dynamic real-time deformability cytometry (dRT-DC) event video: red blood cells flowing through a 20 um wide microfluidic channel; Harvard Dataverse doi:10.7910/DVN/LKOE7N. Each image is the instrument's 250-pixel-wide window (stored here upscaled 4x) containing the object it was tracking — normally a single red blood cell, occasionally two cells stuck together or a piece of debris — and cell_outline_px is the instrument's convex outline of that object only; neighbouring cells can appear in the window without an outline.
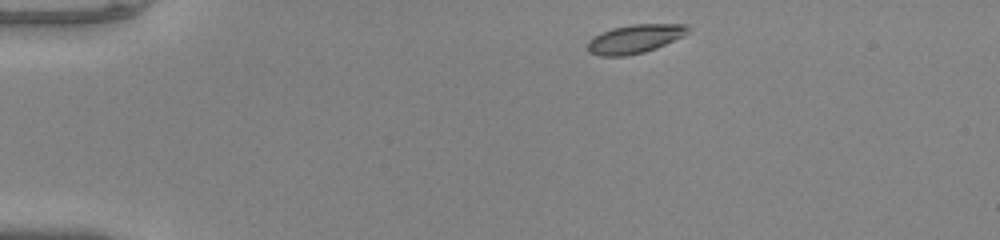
{"species": "common noctule bat (a hibernating species)", "species_latin": "Nyctalus noctula", "temperature_condition": "warm", "stored_images_in_passage": 42, "camera_frame_rate_fps": 3000, "um_per_image_px": 0.085, "animal": {"sex": "male", "body_mass_g": 20.0, "forearm_length_mm": 53.3}, "frame": {"image": 1, "passage_image": 1, "time_ms": 0.0, "image_size_px": [1000, 240], "cell_outline_px": [[692, 28], [684, 36], [656, 48], [644, 52], [624, 56], [600, 56], [588, 52], [588, 40], [592, 36], [600, 32], [612, 28], [632, 24], [688, 24]], "centroid_in_image_um": [53.97, 3.29], "position_along_channel_um": 31.0, "area_um2": 16.99}}
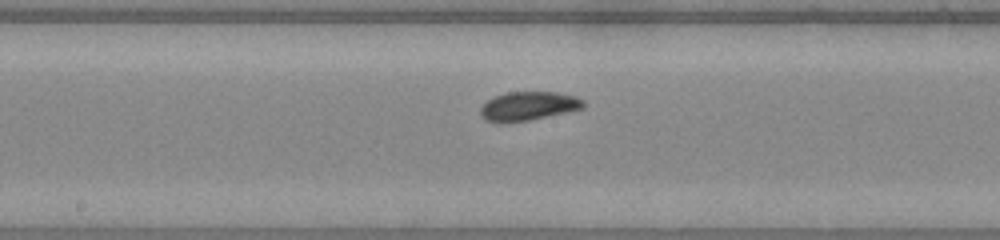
{"frame": {"image": 2, "passage_image": 19, "time_ms": 6.0, "image_size_px": [1000, 240], "cell_outline_px": [[584, 108], [528, 120], [484, 120], [480, 116], [480, 108], [488, 100], [496, 96], [508, 92], [556, 92], [576, 96], [584, 100]], "centroid_in_image_um": [44.95, 8.98], "position_along_channel_um": 203.2, "area_um2": 16.7}}
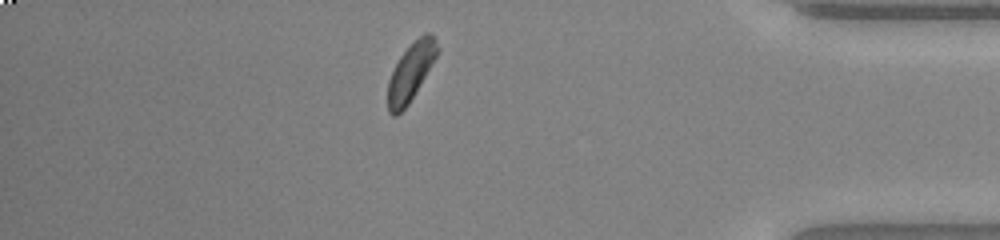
{"frame": {"image": 3, "passage_image": 36, "time_ms": 11.667, "image_size_px": [1000, 240], "cell_outline_px": [[440, 48], [436, 56], [408, 104], [396, 116], [392, 116], [388, 112], [388, 80], [400, 56], [424, 32], [428, 32], [432, 36]], "centroid_in_image_um": [34.89, 6.14], "position_along_channel_um": 400.3, "area_um2": 16.01}, "authors_computed_cell_mechanics": {"area_um2": 16.9932, "velocity_mm_per_s": 4.0351, "shape_relaxation_time_tau1_ms": 3.9532, "shape_relaxation_time_tau2_ms": 6.0913, "deformation_change_tau1": 0.1351, "deformation_change_tau2": 0.088}}